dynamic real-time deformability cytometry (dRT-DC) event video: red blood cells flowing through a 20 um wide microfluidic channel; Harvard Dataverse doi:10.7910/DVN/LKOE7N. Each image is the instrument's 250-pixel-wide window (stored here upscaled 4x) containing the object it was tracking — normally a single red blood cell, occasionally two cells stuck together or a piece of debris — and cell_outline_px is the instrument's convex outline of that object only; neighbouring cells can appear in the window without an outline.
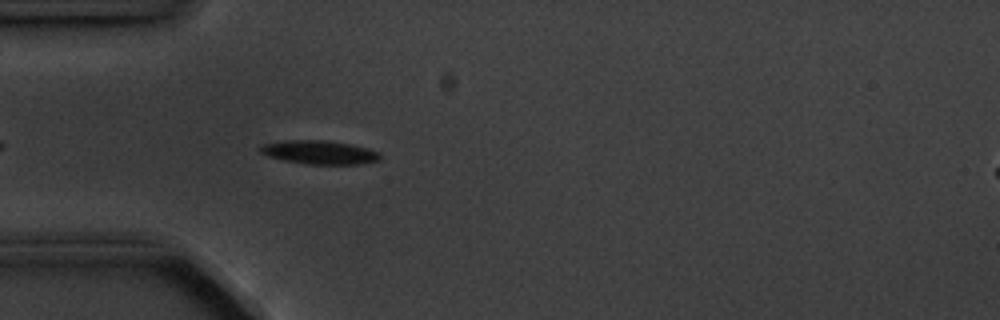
{"species": "common noctule bat (a hibernating species)", "species_latin": "Nyctalus noctula", "temperature_condition": "cold", "stored_images_in_passage": 4, "camera_frame_rate_fps": 3000, "um_per_image_px": 0.085, "animal": {"sex": "male", "body_mass_g": 20.1, "forearm_length_mm": 53.5}, "frame": {"image": 1, "passage_image": 4, "time_ms": 3.333, "image_size_px": [1000, 320], "cell_outline_px": [[380, 160], [356, 164], [304, 164], [284, 160], [268, 156], [260, 152], [260, 144], [288, 140], [324, 140], [348, 144], [380, 152]], "centroid_in_image_um": [27.1, 12.95], "position_along_channel_um": 57.9, "area_um2": 16.3}}